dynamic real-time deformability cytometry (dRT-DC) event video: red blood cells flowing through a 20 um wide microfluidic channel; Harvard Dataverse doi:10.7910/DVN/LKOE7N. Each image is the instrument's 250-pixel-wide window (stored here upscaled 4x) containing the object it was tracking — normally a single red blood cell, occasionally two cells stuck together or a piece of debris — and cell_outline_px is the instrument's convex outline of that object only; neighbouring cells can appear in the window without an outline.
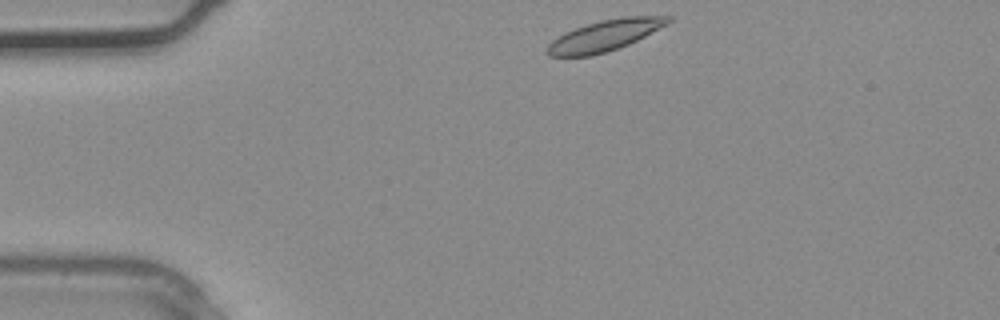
{"species": "common noctule bat (a hibernating species)", "species_latin": "Nyctalus noctula", "temperature_condition": "warm", "stored_images_in_passage": 30, "camera_frame_rate_fps": 3000, "um_per_image_px": 0.085, "animal": {"sex": "male", "body_mass_g": 20.4}, "frame": {"image": 1, "passage_image": 1, "time_ms": 0.0, "image_size_px": [1000, 320], "cell_outline_px": [[672, 20], [668, 24], [628, 44], [592, 56], [548, 56], [544, 52], [544, 48], [552, 40], [564, 32], [600, 20], [624, 16], [672, 16]], "centroid_in_image_um": [51.36, 3.02], "position_along_channel_um": 33.6, "area_um2": 21.73}}